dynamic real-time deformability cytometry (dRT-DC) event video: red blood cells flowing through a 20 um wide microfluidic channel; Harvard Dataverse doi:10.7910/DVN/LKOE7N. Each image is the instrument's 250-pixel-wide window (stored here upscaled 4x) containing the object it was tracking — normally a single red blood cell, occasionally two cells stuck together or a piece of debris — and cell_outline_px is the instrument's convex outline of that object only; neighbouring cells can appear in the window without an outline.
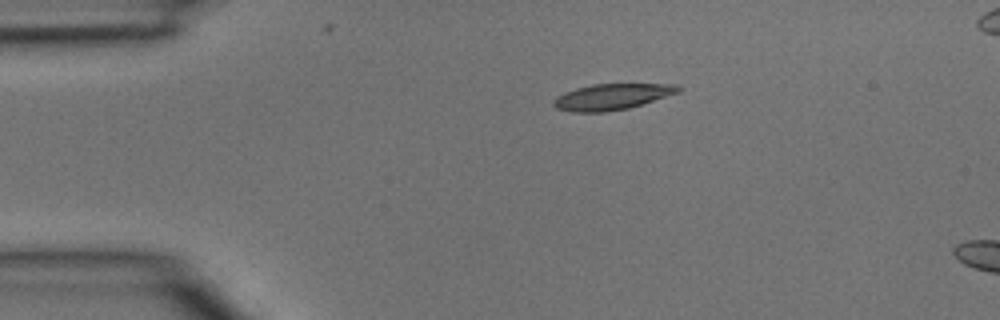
{"species": "common noctule bat (a hibernating species)", "species_latin": "Nyctalus noctula", "temperature_condition": "room temperature", "stored_images_in_passage": 2, "camera_frame_rate_fps": 3000, "um_per_image_px": 0.085, "animal": {"sex": "male", "body_mass_g": 15.6}, "frame": {"image": 1, "passage_image": 1, "time_ms": 0.0, "image_size_px": [1000, 320], "cell_outline_px": [[684, 88], [680, 92], [628, 108], [604, 112], [572, 112], [556, 108], [552, 104], [552, 100], [556, 96], [564, 92], [576, 88], [592, 84], [676, 84]], "centroid_in_image_um": [51.99, 8.22], "position_along_channel_um": 33.0, "area_um2": 18.96}}